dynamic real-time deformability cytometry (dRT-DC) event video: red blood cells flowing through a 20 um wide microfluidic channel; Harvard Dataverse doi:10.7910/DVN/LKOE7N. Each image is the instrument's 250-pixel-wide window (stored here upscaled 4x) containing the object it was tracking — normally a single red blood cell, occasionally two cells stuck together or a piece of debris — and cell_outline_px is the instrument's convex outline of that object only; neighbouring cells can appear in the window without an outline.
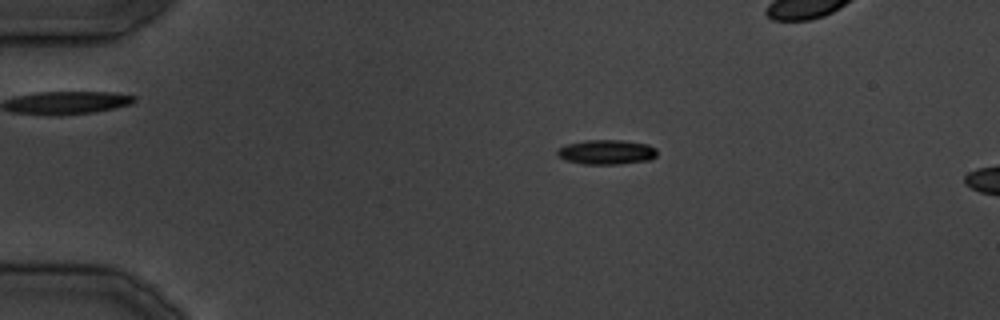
{"species": "common noctule bat (a hibernating species)", "species_latin": "Nyctalus noctula", "temperature_condition": "cold", "stored_images_in_passage": 10, "camera_frame_rate_fps": 3000, "um_per_image_px": 0.085, "animal": {"sex": "male", "body_mass_g": 19.5, "forearm_length_mm": 54.6}, "frame": {"image": 1, "passage_image": 7, "time_ms": 7.667, "image_size_px": [1000, 320], "cell_outline_px": [[656, 156], [648, 160], [620, 164], [584, 164], [564, 160], [556, 152], [564, 144], [584, 140], [624, 140], [648, 144], [656, 148]], "centroid_in_image_um": [51.55, 12.92], "position_along_channel_um": 33.5, "area_um2": 14.39}}